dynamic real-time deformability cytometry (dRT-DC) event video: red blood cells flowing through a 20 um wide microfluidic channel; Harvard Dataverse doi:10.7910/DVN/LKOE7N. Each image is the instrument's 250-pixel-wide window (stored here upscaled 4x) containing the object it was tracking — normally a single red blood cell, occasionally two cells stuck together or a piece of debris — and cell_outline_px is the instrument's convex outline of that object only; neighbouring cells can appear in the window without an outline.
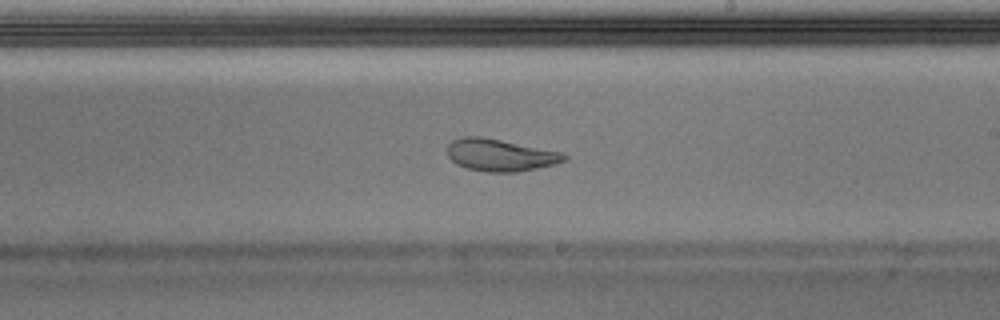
{"species": "Egyptian fruit bat (a non-hibernating species)", "species_latin": "Rousettus aegyptiacus", "temperature_condition": "warm", "stored_images_in_passage": 38, "camera_frame_rate_fps": 3000, "um_per_image_px": 0.085, "animal": {"sex": "male"}, "frame": {"image": 1, "passage_image": 17, "time_ms": 5.333, "image_size_px": [1000, 320], "cell_outline_px": [[568, 156], [564, 160], [556, 164], [516, 172], [488, 172], [468, 168], [456, 164], [448, 156], [448, 144], [452, 140], [464, 136], [480, 136], [564, 152]], "centroid_in_image_um": [42.53, 13.17], "position_along_channel_um": 246.5, "area_um2": 21.85}}
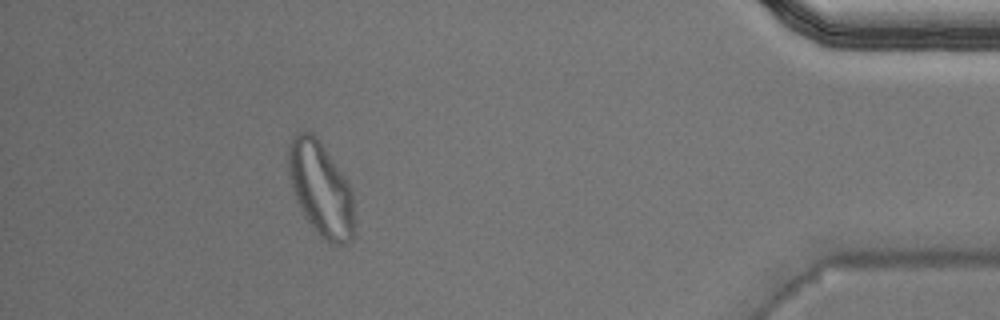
{"frame": {"image": 2, "passage_image": 33, "time_ms": 10.667, "image_size_px": [1000, 320], "cell_outline_px": [[356, 232], [352, 240], [344, 244], [332, 244], [324, 240], [316, 232], [304, 216], [296, 200], [292, 188], [288, 172], [288, 144], [296, 132], [312, 132], [320, 140], [348, 184], [352, 192]], "centroid_in_image_um": [27.27, 16.09], "position_along_channel_um": 407.9, "area_um2": 36.41}, "authors_computed_cell_mechanics": {"area_um2": 22.831, "velocity_mm_per_s": 3.9671, "shape_relaxation_time_tau1_ms": 10.2181, "shape_relaxation_time_tau2_ms": 1.0047, "deformation_change_tau1": 0.3177, "deformation_change_tau2": 0.0751}}